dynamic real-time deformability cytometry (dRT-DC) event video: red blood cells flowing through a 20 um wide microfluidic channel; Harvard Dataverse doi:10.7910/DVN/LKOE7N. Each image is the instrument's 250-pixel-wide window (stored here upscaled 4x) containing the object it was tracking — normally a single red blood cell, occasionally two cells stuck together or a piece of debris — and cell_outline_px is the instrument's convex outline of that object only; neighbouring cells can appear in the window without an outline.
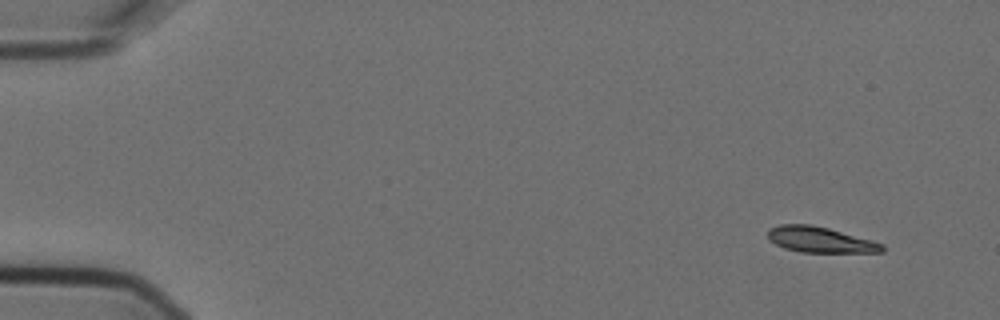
{"species": "Egyptian fruit bat (a non-hibernating species)", "species_latin": "Rousettus aegyptiacus", "temperature_condition": "cold", "stored_images_in_passage": 3, "camera_frame_rate_fps": 3000, "um_per_image_px": 0.085, "animal": {"sex": "female"}, "frame": {"image": 1, "passage_image": 1, "time_ms": 0.0, "image_size_px": [1000, 320], "cell_outline_px": [[884, 252], [800, 252], [784, 248], [776, 244], [768, 236], [768, 228], [780, 224], [812, 224], [828, 228], [872, 240], [884, 244]], "centroid_in_image_um": [69.71, 20.37], "position_along_channel_um": 15.3, "area_um2": 17.05}}